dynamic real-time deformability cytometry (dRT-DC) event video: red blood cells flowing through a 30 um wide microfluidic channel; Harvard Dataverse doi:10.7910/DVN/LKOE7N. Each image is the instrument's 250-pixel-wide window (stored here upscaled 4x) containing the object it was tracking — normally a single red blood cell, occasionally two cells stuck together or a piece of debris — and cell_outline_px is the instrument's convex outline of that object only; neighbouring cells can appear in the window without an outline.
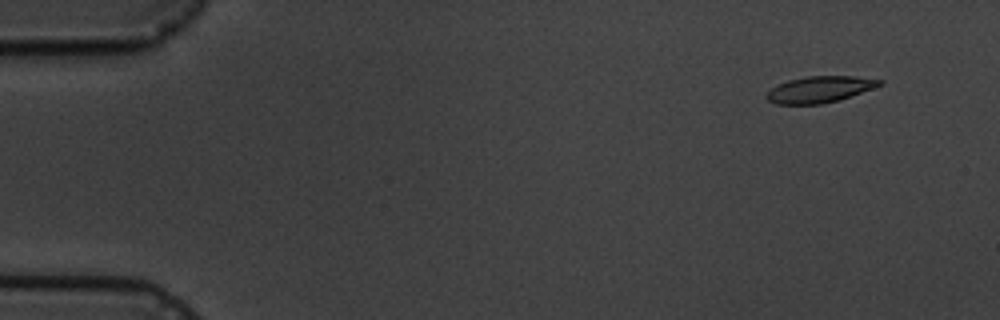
{"species": "common noctule bat (a hibernating species)", "species_latin": "Nyctalus noctula", "temperature_condition": "cold", "stored_images_in_passage": 9, "camera_frame_rate_fps": 3000, "um_per_image_px": 0.085, "animal": {"sex": "male", "body_mass_g": 19.5, "forearm_length_mm": 54.6}, "frame": {"image": 1, "passage_image": 1, "time_ms": 0.0, "image_size_px": [1000, 320], "cell_outline_px": [[884, 84], [840, 100], [820, 104], [776, 104], [768, 100], [764, 96], [772, 88], [788, 80], [804, 76], [856, 76], [884, 80]], "centroid_in_image_um": [69.7, 7.59], "position_along_channel_um": 15.3, "area_um2": 17.4}}
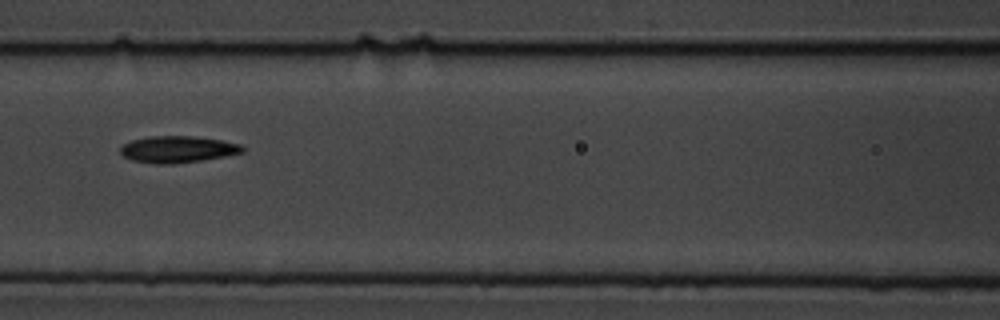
{"frame": {"image": 2, "passage_image": 7, "time_ms": 7.0, "image_size_px": [1000, 320], "cell_outline_px": [[244, 152], [224, 156], [200, 160], [172, 164], [156, 164], [132, 160], [124, 156], [120, 152], [120, 148], [124, 144], [132, 140], [148, 136], [192, 136], [220, 140], [240, 144], [244, 148]], "centroid_in_image_um": [15.08, 12.69], "position_along_channel_um": 151.5, "area_um2": 18.79}}
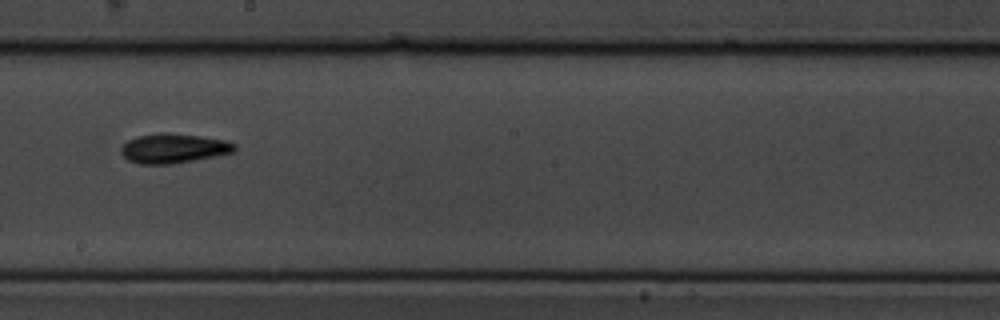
{"frame": {"image": 3, "passage_image": 9, "time_ms": 9.333, "image_size_px": [1000, 320], "cell_outline_px": [[236, 152], [216, 156], [172, 164], [140, 164], [128, 160], [120, 152], [120, 148], [128, 140], [136, 136], [160, 132], [168, 132], [200, 136], [224, 140], [236, 144]], "centroid_in_image_um": [14.75, 12.6], "position_along_channel_um": 233.5, "area_um2": 19.71}}